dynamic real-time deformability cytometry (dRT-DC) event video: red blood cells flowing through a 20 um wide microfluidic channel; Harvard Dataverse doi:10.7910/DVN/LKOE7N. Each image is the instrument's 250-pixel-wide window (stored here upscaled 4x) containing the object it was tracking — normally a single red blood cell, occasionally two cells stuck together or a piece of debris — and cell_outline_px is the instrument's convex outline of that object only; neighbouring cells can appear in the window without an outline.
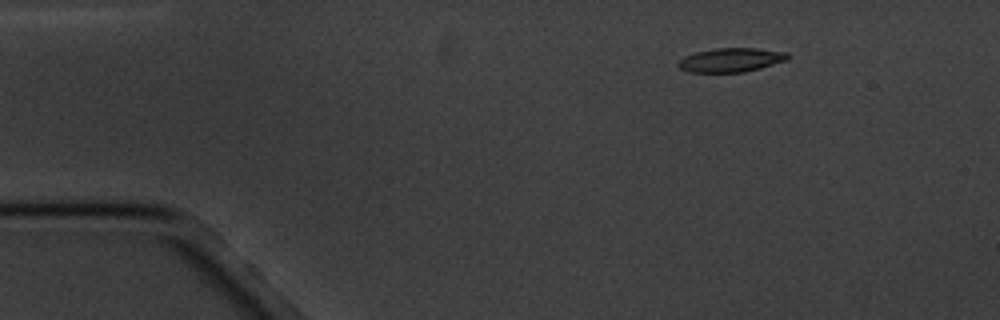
{"species": "common noctule bat (a hibernating species)", "species_latin": "Nyctalus noctula", "temperature_condition": "cold", "stored_images_in_passage": 5, "camera_frame_rate_fps": 3000, "um_per_image_px": 0.085, "animal": {"sex": "male", "body_mass_g": 20.1, "forearm_length_mm": 53.5}, "frame": {"image": 1, "passage_image": 1, "time_ms": 0.0, "image_size_px": [1000, 320], "cell_outline_px": [[792, 56], [788, 60], [760, 68], [744, 72], [688, 72], [680, 68], [676, 64], [684, 56], [696, 52], [716, 48], [756, 48], [788, 52]], "centroid_in_image_um": [62.17, 5.09], "position_along_channel_um": 22.8, "area_um2": 15.43}}
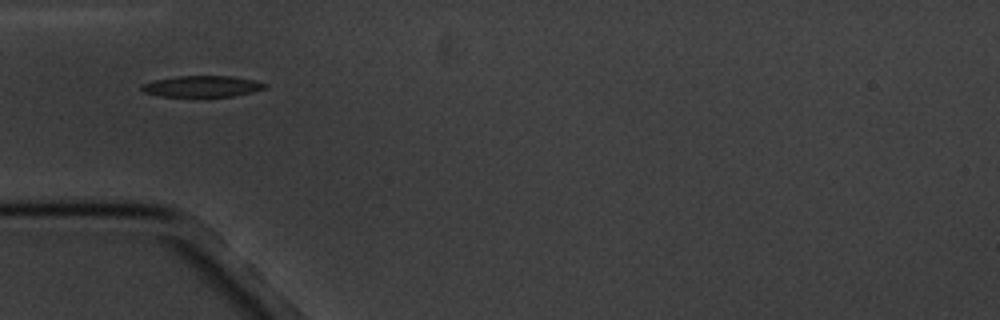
{"frame": {"image": 2, "passage_image": 4, "time_ms": 3.333, "image_size_px": [1000, 320], "cell_outline_px": [[268, 88], [252, 92], [232, 96], [160, 96], [144, 92], [140, 88], [140, 84], [156, 80], [176, 76], [232, 76], [252, 80], [268, 84]], "centroid_in_image_um": [17.18, 7.33], "position_along_channel_um": 67.8, "area_um2": 15.14}}
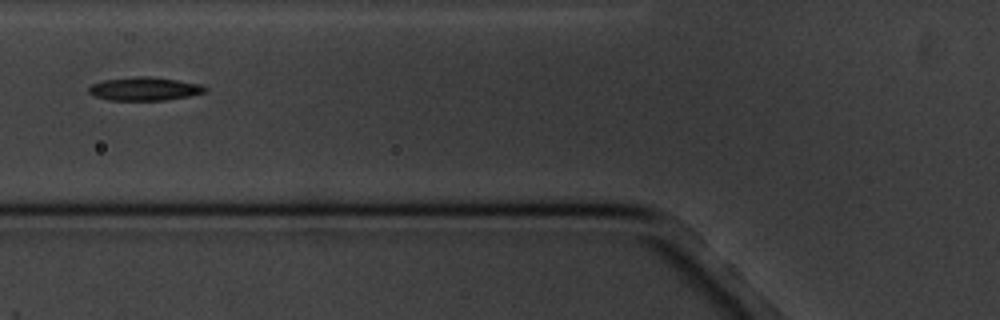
{"frame": {"image": 3, "passage_image": 5, "time_ms": 4.667, "image_size_px": [1000, 320], "cell_outline_px": [[208, 92], [188, 96], [164, 100], [108, 100], [96, 96], [88, 92], [88, 88], [92, 84], [104, 80], [132, 76], [148, 76], [176, 80], [200, 84], [208, 88]], "centroid_in_image_um": [12.29, 7.55], "position_along_channel_um": 113.5, "area_um2": 15.84}}